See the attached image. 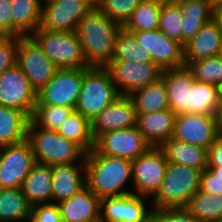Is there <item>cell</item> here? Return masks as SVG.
<instances>
[{
  "label": "cell",
  "instance_id": "cell-1",
  "mask_svg": "<svg viewBox=\"0 0 222 222\" xmlns=\"http://www.w3.org/2000/svg\"><path fill=\"white\" fill-rule=\"evenodd\" d=\"M86 185L98 198L133 193L126 189L132 182V161L98 154L93 148L85 154Z\"/></svg>",
  "mask_w": 222,
  "mask_h": 222
},
{
  "label": "cell",
  "instance_id": "cell-2",
  "mask_svg": "<svg viewBox=\"0 0 222 222\" xmlns=\"http://www.w3.org/2000/svg\"><path fill=\"white\" fill-rule=\"evenodd\" d=\"M121 25L109 19L97 7L79 22L76 33L89 66L104 67L111 61Z\"/></svg>",
  "mask_w": 222,
  "mask_h": 222
},
{
  "label": "cell",
  "instance_id": "cell-3",
  "mask_svg": "<svg viewBox=\"0 0 222 222\" xmlns=\"http://www.w3.org/2000/svg\"><path fill=\"white\" fill-rule=\"evenodd\" d=\"M26 140L31 145L37 163L54 166L85 162L86 152L77 143L56 131L38 128L31 120Z\"/></svg>",
  "mask_w": 222,
  "mask_h": 222
},
{
  "label": "cell",
  "instance_id": "cell-4",
  "mask_svg": "<svg viewBox=\"0 0 222 222\" xmlns=\"http://www.w3.org/2000/svg\"><path fill=\"white\" fill-rule=\"evenodd\" d=\"M201 170L168 162L157 192L149 199L153 209L185 207L199 190Z\"/></svg>",
  "mask_w": 222,
  "mask_h": 222
},
{
  "label": "cell",
  "instance_id": "cell-5",
  "mask_svg": "<svg viewBox=\"0 0 222 222\" xmlns=\"http://www.w3.org/2000/svg\"><path fill=\"white\" fill-rule=\"evenodd\" d=\"M119 96L120 93L104 67L83 68V79L75 111L90 121Z\"/></svg>",
  "mask_w": 222,
  "mask_h": 222
},
{
  "label": "cell",
  "instance_id": "cell-6",
  "mask_svg": "<svg viewBox=\"0 0 222 222\" xmlns=\"http://www.w3.org/2000/svg\"><path fill=\"white\" fill-rule=\"evenodd\" d=\"M30 36L59 69L90 67L76 32L49 31L39 27Z\"/></svg>",
  "mask_w": 222,
  "mask_h": 222
},
{
  "label": "cell",
  "instance_id": "cell-7",
  "mask_svg": "<svg viewBox=\"0 0 222 222\" xmlns=\"http://www.w3.org/2000/svg\"><path fill=\"white\" fill-rule=\"evenodd\" d=\"M168 161L160 147L151 146L132 161L133 193L151 198L159 189Z\"/></svg>",
  "mask_w": 222,
  "mask_h": 222
},
{
  "label": "cell",
  "instance_id": "cell-8",
  "mask_svg": "<svg viewBox=\"0 0 222 222\" xmlns=\"http://www.w3.org/2000/svg\"><path fill=\"white\" fill-rule=\"evenodd\" d=\"M17 65L36 92L59 70L30 35L18 37Z\"/></svg>",
  "mask_w": 222,
  "mask_h": 222
},
{
  "label": "cell",
  "instance_id": "cell-9",
  "mask_svg": "<svg viewBox=\"0 0 222 222\" xmlns=\"http://www.w3.org/2000/svg\"><path fill=\"white\" fill-rule=\"evenodd\" d=\"M104 68L120 95L125 96L157 81L162 74L152 62L110 61Z\"/></svg>",
  "mask_w": 222,
  "mask_h": 222
},
{
  "label": "cell",
  "instance_id": "cell-10",
  "mask_svg": "<svg viewBox=\"0 0 222 222\" xmlns=\"http://www.w3.org/2000/svg\"><path fill=\"white\" fill-rule=\"evenodd\" d=\"M83 68L59 69L54 77L37 92L36 104L75 106L80 94Z\"/></svg>",
  "mask_w": 222,
  "mask_h": 222
},
{
  "label": "cell",
  "instance_id": "cell-11",
  "mask_svg": "<svg viewBox=\"0 0 222 222\" xmlns=\"http://www.w3.org/2000/svg\"><path fill=\"white\" fill-rule=\"evenodd\" d=\"M36 163L30 143L0 147V188H21L26 175Z\"/></svg>",
  "mask_w": 222,
  "mask_h": 222
},
{
  "label": "cell",
  "instance_id": "cell-12",
  "mask_svg": "<svg viewBox=\"0 0 222 222\" xmlns=\"http://www.w3.org/2000/svg\"><path fill=\"white\" fill-rule=\"evenodd\" d=\"M147 199L134 193L102 198L100 222H152L153 208Z\"/></svg>",
  "mask_w": 222,
  "mask_h": 222
},
{
  "label": "cell",
  "instance_id": "cell-13",
  "mask_svg": "<svg viewBox=\"0 0 222 222\" xmlns=\"http://www.w3.org/2000/svg\"><path fill=\"white\" fill-rule=\"evenodd\" d=\"M37 102V92L16 64L0 75V105L25 112L30 118Z\"/></svg>",
  "mask_w": 222,
  "mask_h": 222
},
{
  "label": "cell",
  "instance_id": "cell-14",
  "mask_svg": "<svg viewBox=\"0 0 222 222\" xmlns=\"http://www.w3.org/2000/svg\"><path fill=\"white\" fill-rule=\"evenodd\" d=\"M90 10L81 0H42L39 27L49 31L76 32L79 22Z\"/></svg>",
  "mask_w": 222,
  "mask_h": 222
},
{
  "label": "cell",
  "instance_id": "cell-15",
  "mask_svg": "<svg viewBox=\"0 0 222 222\" xmlns=\"http://www.w3.org/2000/svg\"><path fill=\"white\" fill-rule=\"evenodd\" d=\"M150 147L137 127H131L101 134L94 141L93 149L98 154L133 161Z\"/></svg>",
  "mask_w": 222,
  "mask_h": 222
},
{
  "label": "cell",
  "instance_id": "cell-16",
  "mask_svg": "<svg viewBox=\"0 0 222 222\" xmlns=\"http://www.w3.org/2000/svg\"><path fill=\"white\" fill-rule=\"evenodd\" d=\"M218 137L216 115L177 114L172 139L208 149Z\"/></svg>",
  "mask_w": 222,
  "mask_h": 222
},
{
  "label": "cell",
  "instance_id": "cell-17",
  "mask_svg": "<svg viewBox=\"0 0 222 222\" xmlns=\"http://www.w3.org/2000/svg\"><path fill=\"white\" fill-rule=\"evenodd\" d=\"M139 46L151 56V62L161 70L184 66L183 46L158 29L130 32Z\"/></svg>",
  "mask_w": 222,
  "mask_h": 222
},
{
  "label": "cell",
  "instance_id": "cell-18",
  "mask_svg": "<svg viewBox=\"0 0 222 222\" xmlns=\"http://www.w3.org/2000/svg\"><path fill=\"white\" fill-rule=\"evenodd\" d=\"M137 114L129 96L121 95L90 120L94 141L103 133L136 127Z\"/></svg>",
  "mask_w": 222,
  "mask_h": 222
},
{
  "label": "cell",
  "instance_id": "cell-19",
  "mask_svg": "<svg viewBox=\"0 0 222 222\" xmlns=\"http://www.w3.org/2000/svg\"><path fill=\"white\" fill-rule=\"evenodd\" d=\"M57 206L62 222H100L101 199L87 185Z\"/></svg>",
  "mask_w": 222,
  "mask_h": 222
},
{
  "label": "cell",
  "instance_id": "cell-20",
  "mask_svg": "<svg viewBox=\"0 0 222 222\" xmlns=\"http://www.w3.org/2000/svg\"><path fill=\"white\" fill-rule=\"evenodd\" d=\"M169 109L175 114L190 113V92L194 84L192 71L186 66L162 70Z\"/></svg>",
  "mask_w": 222,
  "mask_h": 222
},
{
  "label": "cell",
  "instance_id": "cell-21",
  "mask_svg": "<svg viewBox=\"0 0 222 222\" xmlns=\"http://www.w3.org/2000/svg\"><path fill=\"white\" fill-rule=\"evenodd\" d=\"M51 184L52 203L68 200L86 185L85 162L52 166Z\"/></svg>",
  "mask_w": 222,
  "mask_h": 222
},
{
  "label": "cell",
  "instance_id": "cell-22",
  "mask_svg": "<svg viewBox=\"0 0 222 222\" xmlns=\"http://www.w3.org/2000/svg\"><path fill=\"white\" fill-rule=\"evenodd\" d=\"M136 114V127L151 146L160 147L172 138L177 114L171 109Z\"/></svg>",
  "mask_w": 222,
  "mask_h": 222
},
{
  "label": "cell",
  "instance_id": "cell-23",
  "mask_svg": "<svg viewBox=\"0 0 222 222\" xmlns=\"http://www.w3.org/2000/svg\"><path fill=\"white\" fill-rule=\"evenodd\" d=\"M222 31L211 20L204 24L198 33L183 46L184 62L220 55Z\"/></svg>",
  "mask_w": 222,
  "mask_h": 222
},
{
  "label": "cell",
  "instance_id": "cell-24",
  "mask_svg": "<svg viewBox=\"0 0 222 222\" xmlns=\"http://www.w3.org/2000/svg\"><path fill=\"white\" fill-rule=\"evenodd\" d=\"M52 166L35 163L26 175L21 190L31 206L52 202Z\"/></svg>",
  "mask_w": 222,
  "mask_h": 222
},
{
  "label": "cell",
  "instance_id": "cell-25",
  "mask_svg": "<svg viewBox=\"0 0 222 222\" xmlns=\"http://www.w3.org/2000/svg\"><path fill=\"white\" fill-rule=\"evenodd\" d=\"M179 4L182 22V46L193 38L202 26L212 20L211 0H176Z\"/></svg>",
  "mask_w": 222,
  "mask_h": 222
},
{
  "label": "cell",
  "instance_id": "cell-26",
  "mask_svg": "<svg viewBox=\"0 0 222 222\" xmlns=\"http://www.w3.org/2000/svg\"><path fill=\"white\" fill-rule=\"evenodd\" d=\"M160 148L168 162L203 171L208 166V149L170 138Z\"/></svg>",
  "mask_w": 222,
  "mask_h": 222
},
{
  "label": "cell",
  "instance_id": "cell-27",
  "mask_svg": "<svg viewBox=\"0 0 222 222\" xmlns=\"http://www.w3.org/2000/svg\"><path fill=\"white\" fill-rule=\"evenodd\" d=\"M12 7V36H28L41 22L42 0H10Z\"/></svg>",
  "mask_w": 222,
  "mask_h": 222
},
{
  "label": "cell",
  "instance_id": "cell-28",
  "mask_svg": "<svg viewBox=\"0 0 222 222\" xmlns=\"http://www.w3.org/2000/svg\"><path fill=\"white\" fill-rule=\"evenodd\" d=\"M29 122L25 112L0 105V147L25 141Z\"/></svg>",
  "mask_w": 222,
  "mask_h": 222
},
{
  "label": "cell",
  "instance_id": "cell-29",
  "mask_svg": "<svg viewBox=\"0 0 222 222\" xmlns=\"http://www.w3.org/2000/svg\"><path fill=\"white\" fill-rule=\"evenodd\" d=\"M134 103L136 113H152L169 109L167 88L160 77L129 95Z\"/></svg>",
  "mask_w": 222,
  "mask_h": 222
},
{
  "label": "cell",
  "instance_id": "cell-30",
  "mask_svg": "<svg viewBox=\"0 0 222 222\" xmlns=\"http://www.w3.org/2000/svg\"><path fill=\"white\" fill-rule=\"evenodd\" d=\"M31 212L21 188H0V222H30Z\"/></svg>",
  "mask_w": 222,
  "mask_h": 222
},
{
  "label": "cell",
  "instance_id": "cell-31",
  "mask_svg": "<svg viewBox=\"0 0 222 222\" xmlns=\"http://www.w3.org/2000/svg\"><path fill=\"white\" fill-rule=\"evenodd\" d=\"M185 208L201 222H217L222 219V194L213 195L198 190Z\"/></svg>",
  "mask_w": 222,
  "mask_h": 222
},
{
  "label": "cell",
  "instance_id": "cell-32",
  "mask_svg": "<svg viewBox=\"0 0 222 222\" xmlns=\"http://www.w3.org/2000/svg\"><path fill=\"white\" fill-rule=\"evenodd\" d=\"M56 132L77 143L86 153L94 147L90 121L75 110L63 121Z\"/></svg>",
  "mask_w": 222,
  "mask_h": 222
},
{
  "label": "cell",
  "instance_id": "cell-33",
  "mask_svg": "<svg viewBox=\"0 0 222 222\" xmlns=\"http://www.w3.org/2000/svg\"><path fill=\"white\" fill-rule=\"evenodd\" d=\"M222 89L209 83L194 81L190 92V113L216 115Z\"/></svg>",
  "mask_w": 222,
  "mask_h": 222
},
{
  "label": "cell",
  "instance_id": "cell-34",
  "mask_svg": "<svg viewBox=\"0 0 222 222\" xmlns=\"http://www.w3.org/2000/svg\"><path fill=\"white\" fill-rule=\"evenodd\" d=\"M161 2V0H142L123 28L128 32L158 29Z\"/></svg>",
  "mask_w": 222,
  "mask_h": 222
},
{
  "label": "cell",
  "instance_id": "cell-35",
  "mask_svg": "<svg viewBox=\"0 0 222 222\" xmlns=\"http://www.w3.org/2000/svg\"><path fill=\"white\" fill-rule=\"evenodd\" d=\"M183 17L176 1H162L158 30L182 45Z\"/></svg>",
  "mask_w": 222,
  "mask_h": 222
},
{
  "label": "cell",
  "instance_id": "cell-36",
  "mask_svg": "<svg viewBox=\"0 0 222 222\" xmlns=\"http://www.w3.org/2000/svg\"><path fill=\"white\" fill-rule=\"evenodd\" d=\"M73 111L72 107L67 106L35 104L30 120L38 128L56 131Z\"/></svg>",
  "mask_w": 222,
  "mask_h": 222
},
{
  "label": "cell",
  "instance_id": "cell-37",
  "mask_svg": "<svg viewBox=\"0 0 222 222\" xmlns=\"http://www.w3.org/2000/svg\"><path fill=\"white\" fill-rule=\"evenodd\" d=\"M192 71L195 81L209 83L222 89V57L220 55L184 62Z\"/></svg>",
  "mask_w": 222,
  "mask_h": 222
},
{
  "label": "cell",
  "instance_id": "cell-38",
  "mask_svg": "<svg viewBox=\"0 0 222 222\" xmlns=\"http://www.w3.org/2000/svg\"><path fill=\"white\" fill-rule=\"evenodd\" d=\"M111 61L151 62V56L124 28L119 32Z\"/></svg>",
  "mask_w": 222,
  "mask_h": 222
},
{
  "label": "cell",
  "instance_id": "cell-39",
  "mask_svg": "<svg viewBox=\"0 0 222 222\" xmlns=\"http://www.w3.org/2000/svg\"><path fill=\"white\" fill-rule=\"evenodd\" d=\"M142 0H97V8L122 27Z\"/></svg>",
  "mask_w": 222,
  "mask_h": 222
},
{
  "label": "cell",
  "instance_id": "cell-40",
  "mask_svg": "<svg viewBox=\"0 0 222 222\" xmlns=\"http://www.w3.org/2000/svg\"><path fill=\"white\" fill-rule=\"evenodd\" d=\"M152 222H201L185 207L159 208L152 210Z\"/></svg>",
  "mask_w": 222,
  "mask_h": 222
},
{
  "label": "cell",
  "instance_id": "cell-41",
  "mask_svg": "<svg viewBox=\"0 0 222 222\" xmlns=\"http://www.w3.org/2000/svg\"><path fill=\"white\" fill-rule=\"evenodd\" d=\"M18 37H0V75L17 64Z\"/></svg>",
  "mask_w": 222,
  "mask_h": 222
},
{
  "label": "cell",
  "instance_id": "cell-42",
  "mask_svg": "<svg viewBox=\"0 0 222 222\" xmlns=\"http://www.w3.org/2000/svg\"><path fill=\"white\" fill-rule=\"evenodd\" d=\"M30 222H62L56 203H44L32 206Z\"/></svg>",
  "mask_w": 222,
  "mask_h": 222
},
{
  "label": "cell",
  "instance_id": "cell-43",
  "mask_svg": "<svg viewBox=\"0 0 222 222\" xmlns=\"http://www.w3.org/2000/svg\"><path fill=\"white\" fill-rule=\"evenodd\" d=\"M199 190L208 194H222V177L217 176L208 167L201 171Z\"/></svg>",
  "mask_w": 222,
  "mask_h": 222
},
{
  "label": "cell",
  "instance_id": "cell-44",
  "mask_svg": "<svg viewBox=\"0 0 222 222\" xmlns=\"http://www.w3.org/2000/svg\"><path fill=\"white\" fill-rule=\"evenodd\" d=\"M0 31L12 36V7L10 0H0Z\"/></svg>",
  "mask_w": 222,
  "mask_h": 222
},
{
  "label": "cell",
  "instance_id": "cell-45",
  "mask_svg": "<svg viewBox=\"0 0 222 222\" xmlns=\"http://www.w3.org/2000/svg\"><path fill=\"white\" fill-rule=\"evenodd\" d=\"M222 167V137H218L208 148V166Z\"/></svg>",
  "mask_w": 222,
  "mask_h": 222
},
{
  "label": "cell",
  "instance_id": "cell-46",
  "mask_svg": "<svg viewBox=\"0 0 222 222\" xmlns=\"http://www.w3.org/2000/svg\"><path fill=\"white\" fill-rule=\"evenodd\" d=\"M212 20L217 24V26L222 31V4L213 5Z\"/></svg>",
  "mask_w": 222,
  "mask_h": 222
},
{
  "label": "cell",
  "instance_id": "cell-47",
  "mask_svg": "<svg viewBox=\"0 0 222 222\" xmlns=\"http://www.w3.org/2000/svg\"><path fill=\"white\" fill-rule=\"evenodd\" d=\"M216 118H217L218 134L220 137H222V95H221L218 111L216 113Z\"/></svg>",
  "mask_w": 222,
  "mask_h": 222
},
{
  "label": "cell",
  "instance_id": "cell-48",
  "mask_svg": "<svg viewBox=\"0 0 222 222\" xmlns=\"http://www.w3.org/2000/svg\"><path fill=\"white\" fill-rule=\"evenodd\" d=\"M217 176L222 177V167H208Z\"/></svg>",
  "mask_w": 222,
  "mask_h": 222
},
{
  "label": "cell",
  "instance_id": "cell-49",
  "mask_svg": "<svg viewBox=\"0 0 222 222\" xmlns=\"http://www.w3.org/2000/svg\"><path fill=\"white\" fill-rule=\"evenodd\" d=\"M84 1L91 9L97 7V0H81Z\"/></svg>",
  "mask_w": 222,
  "mask_h": 222
},
{
  "label": "cell",
  "instance_id": "cell-50",
  "mask_svg": "<svg viewBox=\"0 0 222 222\" xmlns=\"http://www.w3.org/2000/svg\"><path fill=\"white\" fill-rule=\"evenodd\" d=\"M212 5H221L222 4V0H211Z\"/></svg>",
  "mask_w": 222,
  "mask_h": 222
},
{
  "label": "cell",
  "instance_id": "cell-51",
  "mask_svg": "<svg viewBox=\"0 0 222 222\" xmlns=\"http://www.w3.org/2000/svg\"><path fill=\"white\" fill-rule=\"evenodd\" d=\"M220 56L222 57V43H221V51H220Z\"/></svg>",
  "mask_w": 222,
  "mask_h": 222
},
{
  "label": "cell",
  "instance_id": "cell-52",
  "mask_svg": "<svg viewBox=\"0 0 222 222\" xmlns=\"http://www.w3.org/2000/svg\"><path fill=\"white\" fill-rule=\"evenodd\" d=\"M3 36H5V35L0 31V37H3Z\"/></svg>",
  "mask_w": 222,
  "mask_h": 222
}]
</instances>
